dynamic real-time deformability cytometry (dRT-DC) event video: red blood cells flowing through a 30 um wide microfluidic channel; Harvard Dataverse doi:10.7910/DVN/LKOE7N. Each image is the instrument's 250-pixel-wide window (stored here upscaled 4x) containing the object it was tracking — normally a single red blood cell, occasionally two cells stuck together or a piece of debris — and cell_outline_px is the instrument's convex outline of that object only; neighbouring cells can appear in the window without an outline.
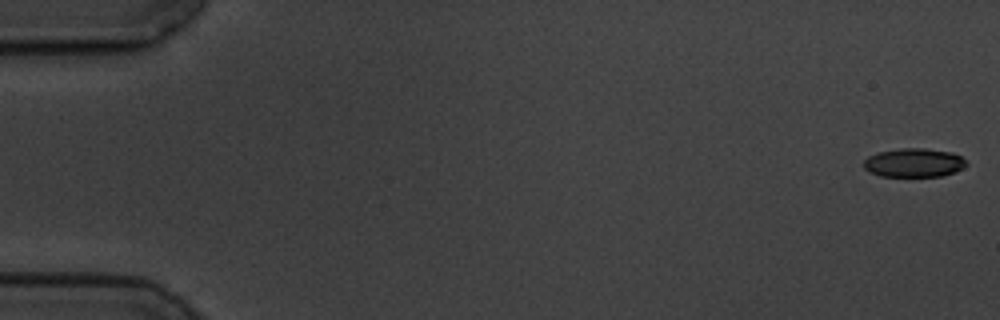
{"species": "common noctule bat (a hibernating species)", "species_latin": "Nyctalus noctula", "temperature_condition": "cold", "stored_images_in_passage": 58, "camera_frame_rate_fps": 3000, "um_per_image_px": 0.085, "animal": {"sex": "male", "body_mass_g": 19.5, "forearm_length_mm": 54.6}, "frame": {"image": 1, "passage_image": 1, "time_ms": 0.0, "image_size_px": [1000, 320], "cell_outline_px": [[968, 164], [964, 168], [944, 176], [880, 176], [868, 172], [864, 168], [864, 160], [868, 156], [876, 152], [900, 148], [924, 148], [952, 152], [960, 156]], "centroid_in_image_um": [77.67, 13.83], "position_along_channel_um": 7.3, "area_um2": 17.4}}
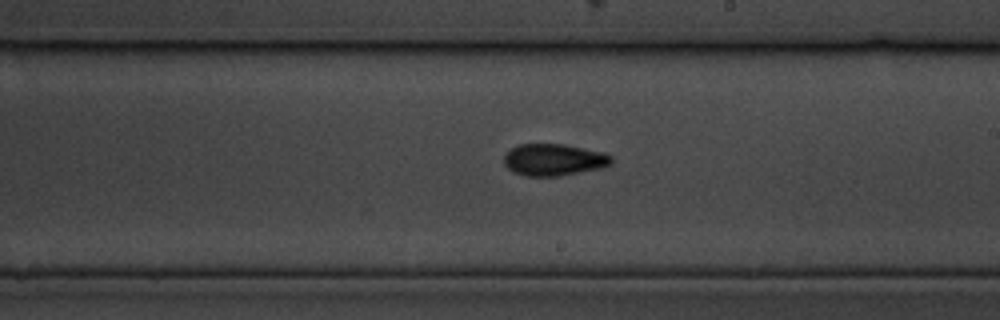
{"frame": {"image": 2, "passage_image": 34, "time_ms": 11.0, "image_size_px": [1000, 320], "cell_outline_px": [[612, 164], [604, 168], [560, 176], [524, 176], [512, 172], [504, 164], [504, 156], [512, 148], [520, 144], [564, 144], [604, 152], [612, 156]], "centroid_in_image_um": [47.11, 13.59], "position_along_channel_um": 241.9, "area_um2": 20.17}}
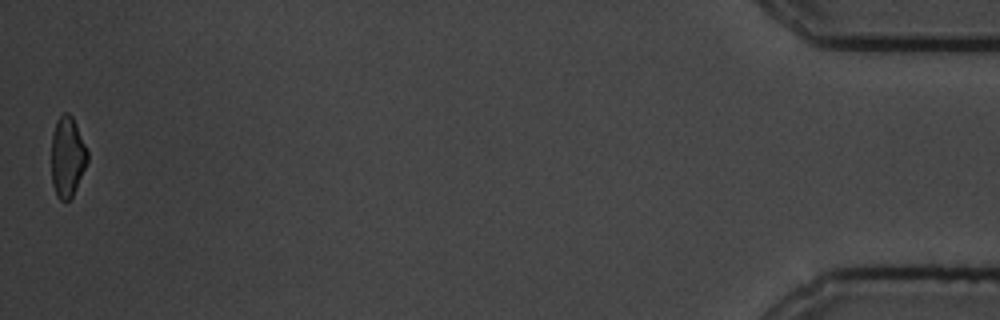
{"frame": {"image": 3, "passage_image": 58, "time_ms": 19.0, "image_size_px": [1000, 320], "cell_outline_px": [[88, 160], [76, 188], [72, 196], [68, 200], [60, 200], [56, 196], [52, 184], [52, 132], [56, 120], [64, 112], [68, 112], [72, 116], [76, 124], [88, 152]], "centroid_in_image_um": [5.72, 13.31], "position_along_channel_um": 429.5, "area_um2": 16.82}, "authors_computed_cell_mechanics": {"area_um2": 19.1318, "velocity_mm_per_s": 3.4719, "shape_relaxation_time_tau1_ms": 5.4827, "shape_relaxation_time_tau2_ms": 2.4917, "deformation_change_tau1": 0.1375, "deformation_change_tau2": 0.0736}}